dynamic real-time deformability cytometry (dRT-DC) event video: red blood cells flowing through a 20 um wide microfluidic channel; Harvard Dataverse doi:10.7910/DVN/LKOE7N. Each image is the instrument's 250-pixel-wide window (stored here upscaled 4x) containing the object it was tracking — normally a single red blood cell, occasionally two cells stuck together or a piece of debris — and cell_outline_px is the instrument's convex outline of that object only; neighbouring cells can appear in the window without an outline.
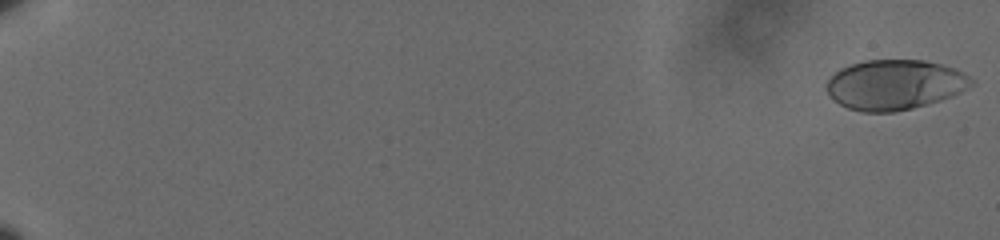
{"species": "human", "species_latin": "Homo sapiens", "temperature_condition": "cold", "stored_images_in_passage": 24, "camera_frame_rate_fps": 3000, "um_per_image_px": 0.085, "donor": {"sex": "male"}, "frame": {"image": 1, "passage_image": 1, "time_ms": 0.0, "image_size_px": [1000, 240], "cell_outline_px": [[976, 84], [952, 96], [928, 104], [912, 108], [892, 112], [860, 112], [848, 108], [840, 104], [824, 88], [828, 80], [840, 68], [864, 60], [924, 60], [956, 68], [968, 76]], "centroid_in_image_um": [76.06, 7.2], "position_along_channel_um": 8.9, "area_um2": 42.14}}
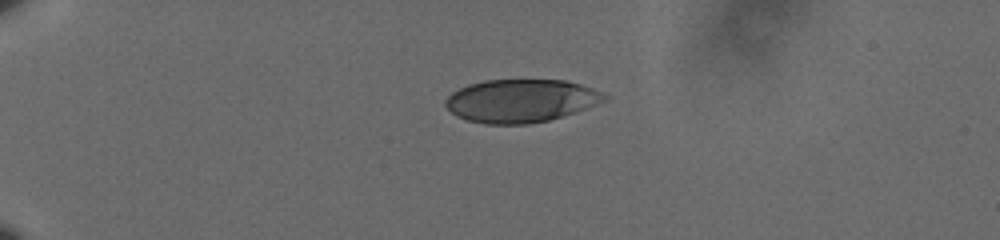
{"frame": {"image": 2, "passage_image": 17, "time_ms": 5.333, "image_size_px": [1000, 240], "cell_outline_px": [[608, 96], [604, 100], [596, 104], [548, 120], [528, 124], [484, 124], [468, 120], [456, 116], [444, 104], [444, 100], [452, 92], [468, 84], [484, 80], [564, 80], [580, 84], [592, 88]], "centroid_in_image_um": [44.21, 8.56], "position_along_channel_um": 40.8, "area_um2": 39.48}}
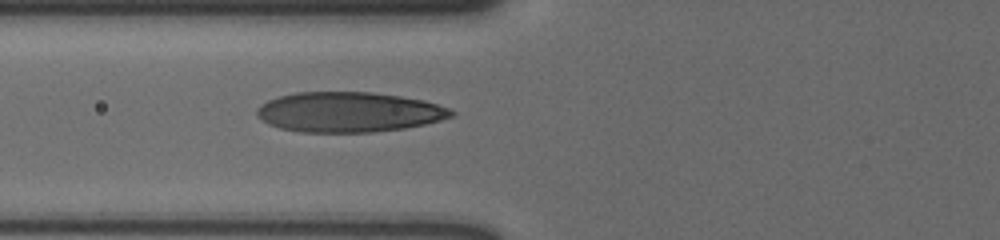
{"frame": {"image": 3, "passage_image": 24, "time_ms": 7.667, "image_size_px": [1000, 240], "cell_outline_px": [[456, 112], [452, 116], [440, 120], [424, 124], [404, 128], [372, 132], [300, 132], [280, 128], [268, 124], [256, 116], [256, 108], [260, 104], [268, 100], [280, 96], [296, 92], [372, 92], [400, 96], [424, 100], [448, 108]], "centroid_in_image_um": [29.61, 9.52], "position_along_channel_um": 96.2, "area_um2": 45.43}}